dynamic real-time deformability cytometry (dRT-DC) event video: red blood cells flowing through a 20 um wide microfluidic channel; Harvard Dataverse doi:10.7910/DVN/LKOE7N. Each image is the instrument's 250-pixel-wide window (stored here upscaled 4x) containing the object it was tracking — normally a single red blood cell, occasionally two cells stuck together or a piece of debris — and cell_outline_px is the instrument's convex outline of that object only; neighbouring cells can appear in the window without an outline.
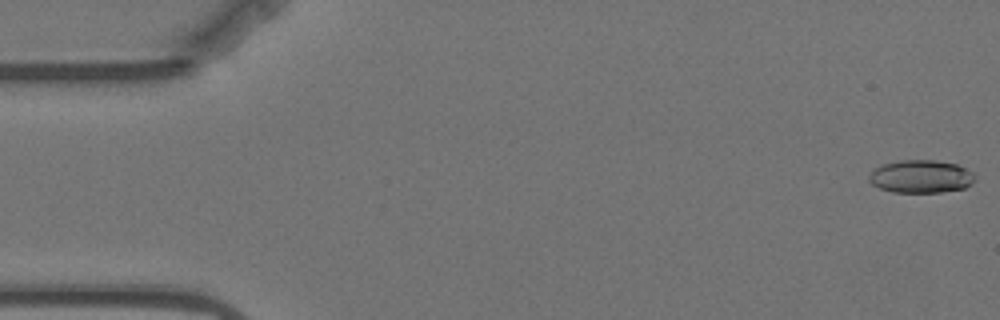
{"species": "Egyptian fruit bat (a non-hibernating species)", "species_latin": "Rousettus aegyptiacus", "temperature_condition": "warm", "stored_images_in_passage": 12, "camera_frame_rate_fps": 3000, "um_per_image_px": 0.085, "animal": {"sex": "female"}, "frame": {"image": 1, "passage_image": 1, "time_ms": 0.0, "image_size_px": [1000, 320], "cell_outline_px": [[976, 180], [972, 184], [964, 188], [940, 192], [892, 192], [880, 188], [872, 184], [868, 180], [868, 176], [876, 168], [884, 164], [900, 160], [932, 160], [956, 164], [972, 172], [976, 176]], "centroid_in_image_um": [78.29, 15.01], "position_along_channel_um": 6.7, "area_um2": 20.23}}